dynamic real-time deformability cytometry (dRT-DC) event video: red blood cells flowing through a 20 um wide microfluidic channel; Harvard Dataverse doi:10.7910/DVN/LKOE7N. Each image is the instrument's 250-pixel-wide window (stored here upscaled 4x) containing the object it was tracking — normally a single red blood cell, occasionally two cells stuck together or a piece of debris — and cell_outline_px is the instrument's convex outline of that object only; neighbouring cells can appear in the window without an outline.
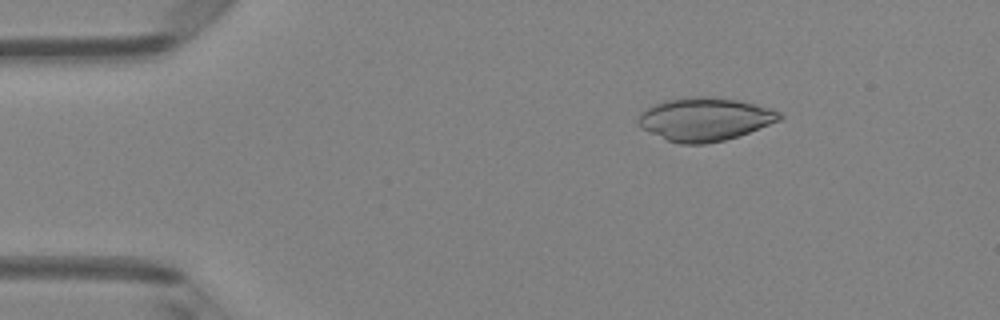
{"species": "Egyptian fruit bat (a non-hibernating species)", "species_latin": "Rousettus aegyptiacus", "temperature_condition": "room temperature", "stored_images_in_passage": 5, "camera_frame_rate_fps": 3000, "um_per_image_px": 0.085, "animal": {"sex": "female"}, "frame": {"image": 1, "passage_image": 2, "time_ms": 1.0, "image_size_px": [1000, 320], "cell_outline_px": [[784, 116], [780, 120], [748, 132], [724, 140], [704, 144], [680, 144], [668, 140], [640, 128], [636, 124], [636, 120], [640, 112], [644, 108], [652, 104], [664, 100], [688, 96], [708, 96], [736, 100], [756, 104], [772, 108], [780, 112]], "centroid_in_image_um": [59.85, 10.11], "position_along_channel_um": 25.2, "area_um2": 35.84}}